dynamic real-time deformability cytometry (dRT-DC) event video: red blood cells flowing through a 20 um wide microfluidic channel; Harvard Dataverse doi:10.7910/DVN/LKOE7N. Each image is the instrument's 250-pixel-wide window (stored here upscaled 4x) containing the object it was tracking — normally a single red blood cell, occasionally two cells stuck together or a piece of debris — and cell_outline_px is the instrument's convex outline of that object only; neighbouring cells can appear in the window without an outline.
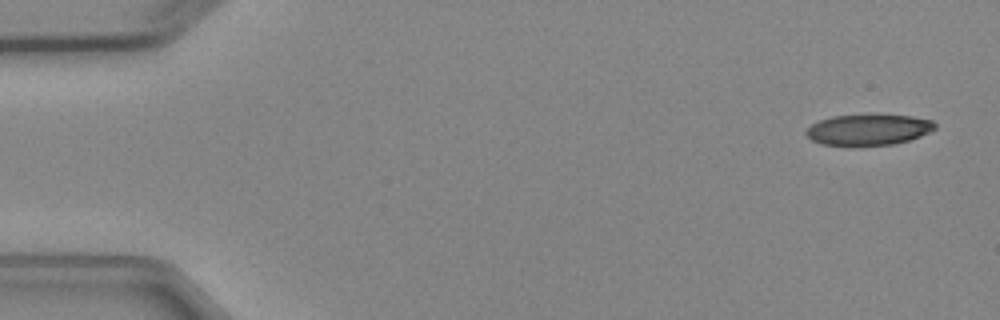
{"species": "Egyptian fruit bat (a non-hibernating species)", "species_latin": "Rousettus aegyptiacus", "temperature_condition": "cold", "stored_images_in_passage": 5, "camera_frame_rate_fps": 3000, "um_per_image_px": 0.085, "animal": {"sex": "female"}, "frame": {"image": 1, "passage_image": 1, "time_ms": 0.0, "image_size_px": [1000, 320], "cell_outline_px": [[936, 128], [920, 136], [908, 140], [892, 144], [852, 148], [820, 144], [812, 140], [804, 132], [812, 124], [820, 120], [832, 116], [880, 112], [912, 116], [932, 120], [936, 124]], "centroid_in_image_um": [73.8, 11.01], "position_along_channel_um": 11.2, "area_um2": 24.51}}
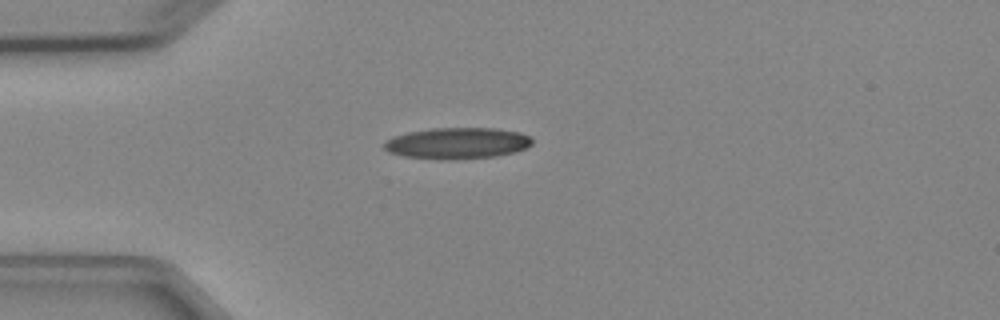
{"frame": {"image": 2, "passage_image": 4, "time_ms": 3.667, "image_size_px": [1000, 320], "cell_outline_px": [[532, 144], [516, 152], [496, 156], [456, 160], [440, 160], [404, 156], [388, 152], [384, 148], [384, 144], [392, 136], [408, 132], [432, 128], [496, 128], [520, 132], [532, 136]], "centroid_in_image_um": [38.89, 12.18], "position_along_channel_um": 46.1, "area_um2": 27.28}}